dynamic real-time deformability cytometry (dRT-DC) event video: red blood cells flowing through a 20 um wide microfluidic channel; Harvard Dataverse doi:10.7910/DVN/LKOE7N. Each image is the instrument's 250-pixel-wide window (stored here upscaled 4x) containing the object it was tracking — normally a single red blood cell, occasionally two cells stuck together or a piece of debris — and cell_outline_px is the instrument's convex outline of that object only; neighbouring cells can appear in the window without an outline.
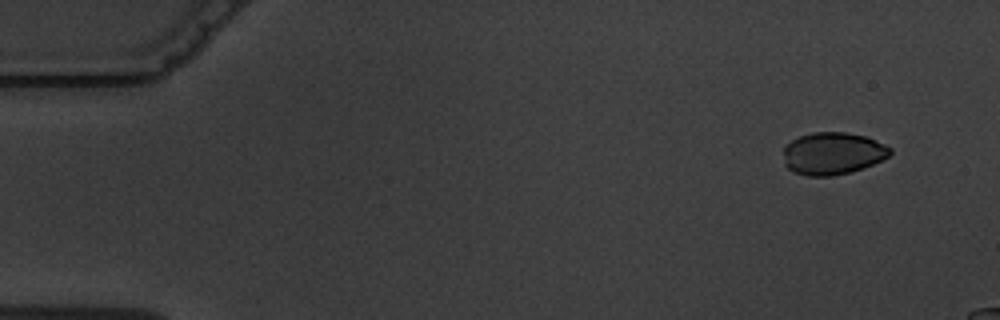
{"species": "common noctule bat (a hibernating species)", "species_latin": "Nyctalus noctula", "temperature_condition": "warm", "stored_images_in_passage": 5, "camera_frame_rate_fps": 3000, "um_per_image_px": 0.085, "animal": {"sex": "male", "body_mass_g": 19.5, "forearm_length_mm": 54.6}, "frame": {"image": 1, "passage_image": 2, "time_ms": 1.333, "image_size_px": [1000, 320], "cell_outline_px": [[892, 152], [888, 156], [864, 168], [852, 172], [832, 176], [808, 176], [792, 172], [784, 164], [784, 148], [792, 140], [800, 136], [812, 132], [844, 132], [864, 136], [884, 144], [892, 148]], "centroid_in_image_um": [70.77, 13.05], "position_along_channel_um": 14.2, "area_um2": 26.3}}